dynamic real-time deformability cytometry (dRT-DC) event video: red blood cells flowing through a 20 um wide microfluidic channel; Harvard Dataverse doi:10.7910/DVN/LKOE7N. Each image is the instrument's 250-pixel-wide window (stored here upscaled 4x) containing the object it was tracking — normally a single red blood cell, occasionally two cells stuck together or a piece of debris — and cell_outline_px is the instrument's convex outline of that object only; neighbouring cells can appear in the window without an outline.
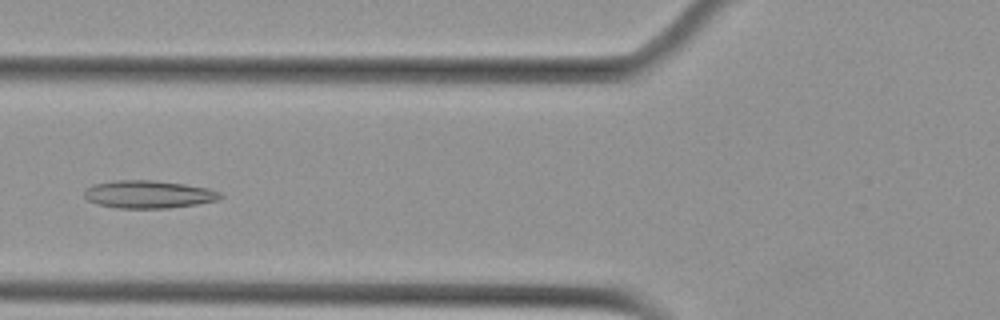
{"species": "Egyptian fruit bat (a non-hibernating species)", "species_latin": "Rousettus aegyptiacus", "temperature_condition": "cold", "stored_images_in_passage": 8, "camera_frame_rate_fps": 3000, "um_per_image_px": 0.085, "animal": {"sex": "female"}, "frame": {"image": 1, "passage_image": 6, "time_ms": 1.667, "image_size_px": [1000, 320], "cell_outline_px": [[224, 196], [216, 200], [196, 204], [168, 208], [116, 208], [96, 204], [88, 200], [84, 196], [84, 192], [92, 184], [112, 180], [152, 180], [184, 184], [208, 188], [220, 192]], "centroid_in_image_um": [12.59, 16.51], "position_along_channel_um": 113.2, "area_um2": 22.02}}
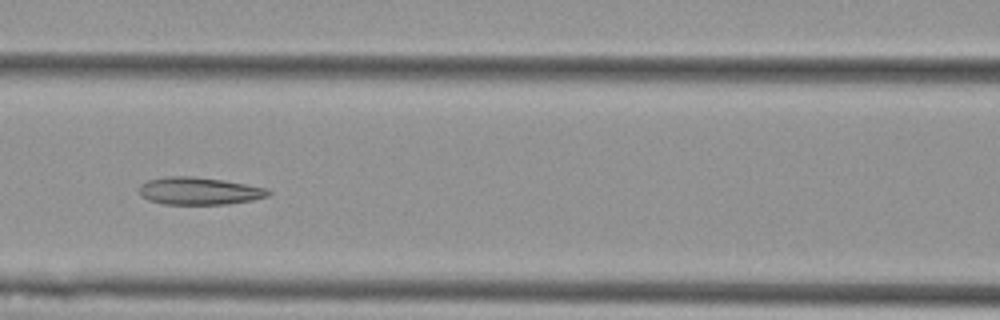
{"frame": {"image": 2, "passage_image": 7, "time_ms": 2.0, "image_size_px": [1000, 320], "cell_outline_px": [[272, 192], [268, 196], [252, 200], [228, 204], [164, 204], [148, 200], [140, 196], [140, 184], [148, 180], [168, 176], [192, 176], [224, 180], [264, 188]], "centroid_in_image_um": [16.9, 16.23], "position_along_channel_um": 149.7, "area_um2": 20.58}}
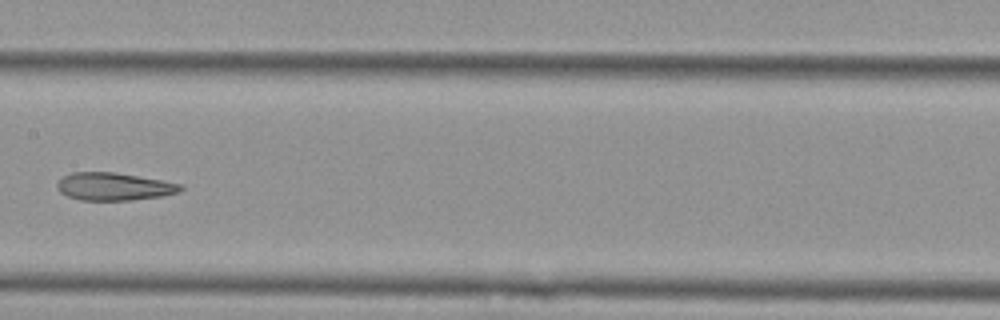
{"frame": {"image": 3, "passage_image": 8, "time_ms": 2.333, "image_size_px": [1000, 320], "cell_outline_px": [[184, 188], [180, 192], [164, 196], [132, 200], [80, 200], [68, 196], [60, 192], [56, 188], [56, 184], [64, 176], [72, 172], [116, 172], [184, 184]], "centroid_in_image_um": [9.73, 15.86], "position_along_channel_um": 197.7, "area_um2": 20.11}}